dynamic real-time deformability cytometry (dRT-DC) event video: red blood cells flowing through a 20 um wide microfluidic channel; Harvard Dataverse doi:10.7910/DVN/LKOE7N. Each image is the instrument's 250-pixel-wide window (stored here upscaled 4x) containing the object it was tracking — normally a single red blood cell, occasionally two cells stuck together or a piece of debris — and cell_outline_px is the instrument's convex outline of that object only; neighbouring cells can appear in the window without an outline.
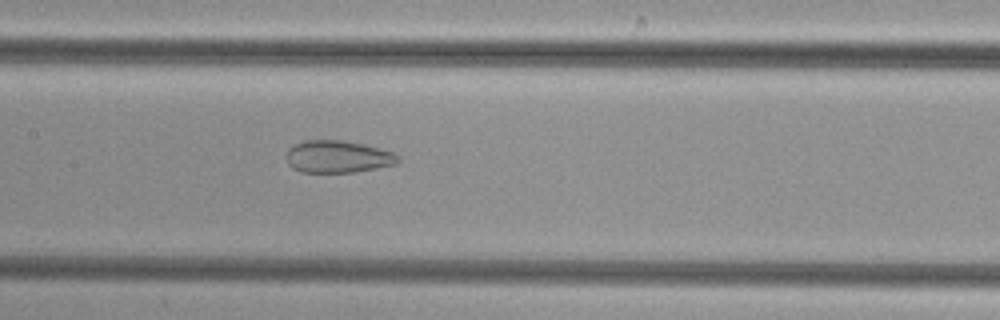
{"species": "common noctule bat (a hibernating species)", "species_latin": "Nyctalus noctula", "temperature_condition": "cold", "stored_images_in_passage": 51, "camera_frame_rate_fps": 3000, "um_per_image_px": 0.085, "animal": {"sex": "female", "body_mass_g": 29.2, "forearm_length_mm": 56.3}, "frame": {"image": 1, "passage_image": 25, "time_ms": 8.0, "image_size_px": [1000, 320], "cell_outline_px": [[400, 160], [396, 164], [376, 168], [352, 172], [300, 172], [292, 168], [288, 164], [288, 148], [304, 140], [340, 140], [364, 144], [380, 148], [392, 152], [400, 156]], "centroid_in_image_um": [28.73, 13.32], "position_along_channel_um": 178.7, "area_um2": 20.92}}
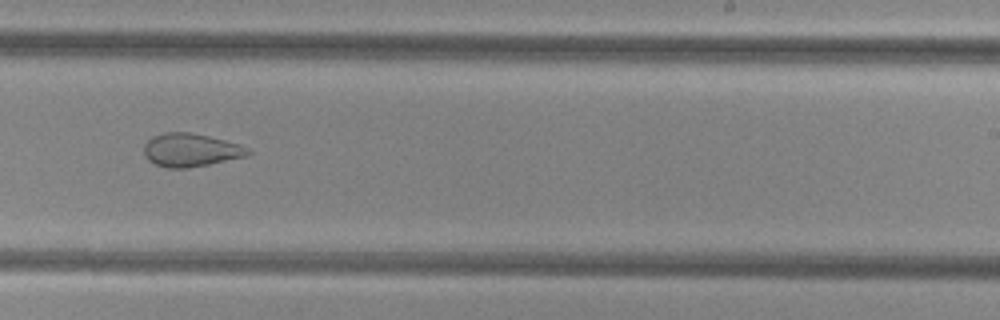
{"frame": {"image": 2, "passage_image": 32, "time_ms": 10.333, "image_size_px": [1000, 320], "cell_outline_px": [[252, 152], [248, 156], [188, 168], [168, 168], [156, 164], [148, 160], [144, 156], [144, 144], [152, 136], [164, 132], [188, 132], [208, 136], [240, 144], [248, 148]], "centroid_in_image_um": [16.2, 12.75], "position_along_channel_um": 272.8, "area_um2": 20.17}}
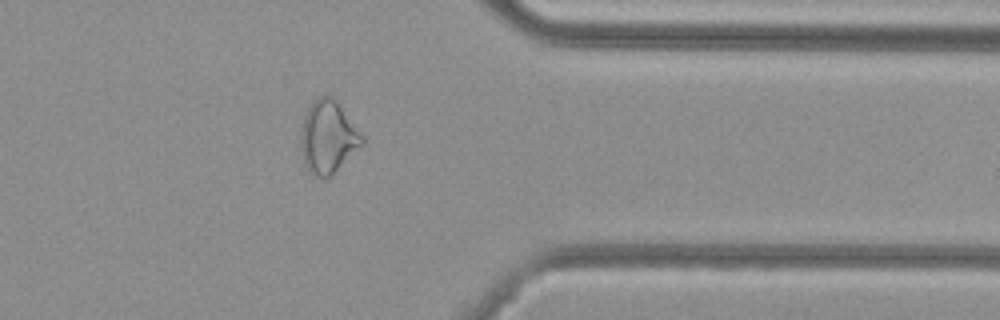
{"frame": {"image": 3, "passage_image": 41, "time_ms": 13.333, "image_size_px": [1000, 320], "cell_outline_px": [[364, 144], [332, 176], [316, 176], [304, 164], [300, 140], [300, 128], [304, 116], [308, 108], [316, 96], [324, 92], [332, 96], [336, 100], [364, 136]], "centroid_in_image_um": [27.89, 11.6], "position_along_channel_um": 383.5, "area_um2": 26.24}}